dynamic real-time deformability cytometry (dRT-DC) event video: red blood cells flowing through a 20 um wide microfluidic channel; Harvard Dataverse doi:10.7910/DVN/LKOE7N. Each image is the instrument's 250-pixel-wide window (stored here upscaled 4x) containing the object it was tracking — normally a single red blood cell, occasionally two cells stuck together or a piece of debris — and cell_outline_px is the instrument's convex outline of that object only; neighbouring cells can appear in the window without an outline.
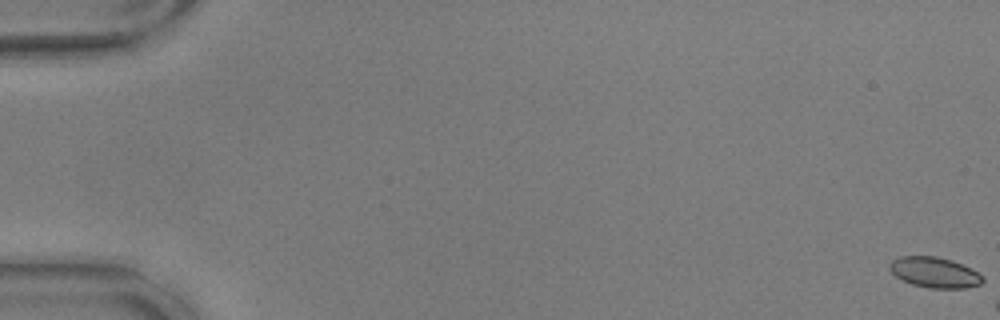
{"species": "common noctule bat (a hibernating species)", "species_latin": "Nyctalus noctula", "temperature_condition": "warm", "stored_images_in_passage": 8, "camera_frame_rate_fps": 3000, "um_per_image_px": 0.085, "animal": {"sex": "male", "body_mass_g": 17.9, "forearm_length_mm": 54.2}, "frame": {"image": 1, "passage_image": 1, "time_ms": 0.0, "image_size_px": [1000, 320], "cell_outline_px": [[984, 280], [980, 284], [964, 288], [928, 288], [912, 284], [896, 276], [888, 268], [888, 264], [892, 260], [900, 256], [936, 256], [952, 260], [984, 276]], "centroid_in_image_um": [79.41, 23.15], "position_along_channel_um": 5.6, "area_um2": 16.42}}